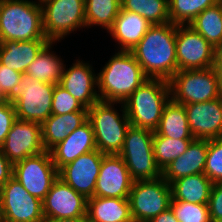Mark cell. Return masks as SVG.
<instances>
[{
	"instance_id": "cell-9",
	"label": "cell",
	"mask_w": 222,
	"mask_h": 222,
	"mask_svg": "<svg viewBox=\"0 0 222 222\" xmlns=\"http://www.w3.org/2000/svg\"><path fill=\"white\" fill-rule=\"evenodd\" d=\"M43 32L59 41L77 28L86 27L85 0H41Z\"/></svg>"
},
{
	"instance_id": "cell-21",
	"label": "cell",
	"mask_w": 222,
	"mask_h": 222,
	"mask_svg": "<svg viewBox=\"0 0 222 222\" xmlns=\"http://www.w3.org/2000/svg\"><path fill=\"white\" fill-rule=\"evenodd\" d=\"M207 153L208 139H194L186 152L162 171L163 179L171 184L181 177L204 173Z\"/></svg>"
},
{
	"instance_id": "cell-40",
	"label": "cell",
	"mask_w": 222,
	"mask_h": 222,
	"mask_svg": "<svg viewBox=\"0 0 222 222\" xmlns=\"http://www.w3.org/2000/svg\"><path fill=\"white\" fill-rule=\"evenodd\" d=\"M13 176V164L3 155L0 148V188Z\"/></svg>"
},
{
	"instance_id": "cell-31",
	"label": "cell",
	"mask_w": 222,
	"mask_h": 222,
	"mask_svg": "<svg viewBox=\"0 0 222 222\" xmlns=\"http://www.w3.org/2000/svg\"><path fill=\"white\" fill-rule=\"evenodd\" d=\"M121 8L139 14L152 25L170 22L168 0H121Z\"/></svg>"
},
{
	"instance_id": "cell-34",
	"label": "cell",
	"mask_w": 222,
	"mask_h": 222,
	"mask_svg": "<svg viewBox=\"0 0 222 222\" xmlns=\"http://www.w3.org/2000/svg\"><path fill=\"white\" fill-rule=\"evenodd\" d=\"M170 208L179 222H211L208 204L170 201Z\"/></svg>"
},
{
	"instance_id": "cell-18",
	"label": "cell",
	"mask_w": 222,
	"mask_h": 222,
	"mask_svg": "<svg viewBox=\"0 0 222 222\" xmlns=\"http://www.w3.org/2000/svg\"><path fill=\"white\" fill-rule=\"evenodd\" d=\"M194 139L222 137V96L206 102L184 105Z\"/></svg>"
},
{
	"instance_id": "cell-38",
	"label": "cell",
	"mask_w": 222,
	"mask_h": 222,
	"mask_svg": "<svg viewBox=\"0 0 222 222\" xmlns=\"http://www.w3.org/2000/svg\"><path fill=\"white\" fill-rule=\"evenodd\" d=\"M17 120L15 107L11 100L0 102V146Z\"/></svg>"
},
{
	"instance_id": "cell-1",
	"label": "cell",
	"mask_w": 222,
	"mask_h": 222,
	"mask_svg": "<svg viewBox=\"0 0 222 222\" xmlns=\"http://www.w3.org/2000/svg\"><path fill=\"white\" fill-rule=\"evenodd\" d=\"M177 25H152L130 51L148 78L169 81L178 72L176 59Z\"/></svg>"
},
{
	"instance_id": "cell-14",
	"label": "cell",
	"mask_w": 222,
	"mask_h": 222,
	"mask_svg": "<svg viewBox=\"0 0 222 222\" xmlns=\"http://www.w3.org/2000/svg\"><path fill=\"white\" fill-rule=\"evenodd\" d=\"M0 148L12 164L44 152L42 125L17 119Z\"/></svg>"
},
{
	"instance_id": "cell-35",
	"label": "cell",
	"mask_w": 222,
	"mask_h": 222,
	"mask_svg": "<svg viewBox=\"0 0 222 222\" xmlns=\"http://www.w3.org/2000/svg\"><path fill=\"white\" fill-rule=\"evenodd\" d=\"M204 174L214 183H222V137L208 140Z\"/></svg>"
},
{
	"instance_id": "cell-27",
	"label": "cell",
	"mask_w": 222,
	"mask_h": 222,
	"mask_svg": "<svg viewBox=\"0 0 222 222\" xmlns=\"http://www.w3.org/2000/svg\"><path fill=\"white\" fill-rule=\"evenodd\" d=\"M155 132L160 136L172 139L194 140L189 129L184 105L176 103L172 99L165 105Z\"/></svg>"
},
{
	"instance_id": "cell-22",
	"label": "cell",
	"mask_w": 222,
	"mask_h": 222,
	"mask_svg": "<svg viewBox=\"0 0 222 222\" xmlns=\"http://www.w3.org/2000/svg\"><path fill=\"white\" fill-rule=\"evenodd\" d=\"M151 26L152 24L139 14L121 8L108 32L118 41L119 46L121 45V51H131Z\"/></svg>"
},
{
	"instance_id": "cell-30",
	"label": "cell",
	"mask_w": 222,
	"mask_h": 222,
	"mask_svg": "<svg viewBox=\"0 0 222 222\" xmlns=\"http://www.w3.org/2000/svg\"><path fill=\"white\" fill-rule=\"evenodd\" d=\"M121 9V0H85L86 27L102 26L108 31Z\"/></svg>"
},
{
	"instance_id": "cell-43",
	"label": "cell",
	"mask_w": 222,
	"mask_h": 222,
	"mask_svg": "<svg viewBox=\"0 0 222 222\" xmlns=\"http://www.w3.org/2000/svg\"><path fill=\"white\" fill-rule=\"evenodd\" d=\"M42 222H87L86 218H49L44 217Z\"/></svg>"
},
{
	"instance_id": "cell-26",
	"label": "cell",
	"mask_w": 222,
	"mask_h": 222,
	"mask_svg": "<svg viewBox=\"0 0 222 222\" xmlns=\"http://www.w3.org/2000/svg\"><path fill=\"white\" fill-rule=\"evenodd\" d=\"M212 184L204 173L181 177L170 184L172 199L187 203L208 204Z\"/></svg>"
},
{
	"instance_id": "cell-20",
	"label": "cell",
	"mask_w": 222,
	"mask_h": 222,
	"mask_svg": "<svg viewBox=\"0 0 222 222\" xmlns=\"http://www.w3.org/2000/svg\"><path fill=\"white\" fill-rule=\"evenodd\" d=\"M93 127L89 120L75 129L50 150L52 161L59 170L80 155L96 150Z\"/></svg>"
},
{
	"instance_id": "cell-24",
	"label": "cell",
	"mask_w": 222,
	"mask_h": 222,
	"mask_svg": "<svg viewBox=\"0 0 222 222\" xmlns=\"http://www.w3.org/2000/svg\"><path fill=\"white\" fill-rule=\"evenodd\" d=\"M87 120L88 112H71L64 115L51 114L41 124L44 149L50 151Z\"/></svg>"
},
{
	"instance_id": "cell-6",
	"label": "cell",
	"mask_w": 222,
	"mask_h": 222,
	"mask_svg": "<svg viewBox=\"0 0 222 222\" xmlns=\"http://www.w3.org/2000/svg\"><path fill=\"white\" fill-rule=\"evenodd\" d=\"M154 131L130 125L124 145L118 154L125 162L133 181L152 180L162 176L153 153Z\"/></svg>"
},
{
	"instance_id": "cell-44",
	"label": "cell",
	"mask_w": 222,
	"mask_h": 222,
	"mask_svg": "<svg viewBox=\"0 0 222 222\" xmlns=\"http://www.w3.org/2000/svg\"><path fill=\"white\" fill-rule=\"evenodd\" d=\"M10 100L0 89V102Z\"/></svg>"
},
{
	"instance_id": "cell-25",
	"label": "cell",
	"mask_w": 222,
	"mask_h": 222,
	"mask_svg": "<svg viewBox=\"0 0 222 222\" xmlns=\"http://www.w3.org/2000/svg\"><path fill=\"white\" fill-rule=\"evenodd\" d=\"M87 222H133L128 199L87 198Z\"/></svg>"
},
{
	"instance_id": "cell-29",
	"label": "cell",
	"mask_w": 222,
	"mask_h": 222,
	"mask_svg": "<svg viewBox=\"0 0 222 222\" xmlns=\"http://www.w3.org/2000/svg\"><path fill=\"white\" fill-rule=\"evenodd\" d=\"M214 49L222 45V0L206 8L190 24Z\"/></svg>"
},
{
	"instance_id": "cell-15",
	"label": "cell",
	"mask_w": 222,
	"mask_h": 222,
	"mask_svg": "<svg viewBox=\"0 0 222 222\" xmlns=\"http://www.w3.org/2000/svg\"><path fill=\"white\" fill-rule=\"evenodd\" d=\"M42 211L49 218H86L87 198L58 177L42 200Z\"/></svg>"
},
{
	"instance_id": "cell-33",
	"label": "cell",
	"mask_w": 222,
	"mask_h": 222,
	"mask_svg": "<svg viewBox=\"0 0 222 222\" xmlns=\"http://www.w3.org/2000/svg\"><path fill=\"white\" fill-rule=\"evenodd\" d=\"M193 140L172 139L154 131L153 153L157 166L163 171L173 160L186 152Z\"/></svg>"
},
{
	"instance_id": "cell-11",
	"label": "cell",
	"mask_w": 222,
	"mask_h": 222,
	"mask_svg": "<svg viewBox=\"0 0 222 222\" xmlns=\"http://www.w3.org/2000/svg\"><path fill=\"white\" fill-rule=\"evenodd\" d=\"M13 177L30 195L42 201L58 178V169L50 151L45 150L13 164Z\"/></svg>"
},
{
	"instance_id": "cell-39",
	"label": "cell",
	"mask_w": 222,
	"mask_h": 222,
	"mask_svg": "<svg viewBox=\"0 0 222 222\" xmlns=\"http://www.w3.org/2000/svg\"><path fill=\"white\" fill-rule=\"evenodd\" d=\"M208 209L211 222L222 221V183L212 184Z\"/></svg>"
},
{
	"instance_id": "cell-12",
	"label": "cell",
	"mask_w": 222,
	"mask_h": 222,
	"mask_svg": "<svg viewBox=\"0 0 222 222\" xmlns=\"http://www.w3.org/2000/svg\"><path fill=\"white\" fill-rule=\"evenodd\" d=\"M0 217L7 222H42V201L12 176L0 188Z\"/></svg>"
},
{
	"instance_id": "cell-17",
	"label": "cell",
	"mask_w": 222,
	"mask_h": 222,
	"mask_svg": "<svg viewBox=\"0 0 222 222\" xmlns=\"http://www.w3.org/2000/svg\"><path fill=\"white\" fill-rule=\"evenodd\" d=\"M132 184L124 160L118 154H105L93 197L128 199Z\"/></svg>"
},
{
	"instance_id": "cell-41",
	"label": "cell",
	"mask_w": 222,
	"mask_h": 222,
	"mask_svg": "<svg viewBox=\"0 0 222 222\" xmlns=\"http://www.w3.org/2000/svg\"><path fill=\"white\" fill-rule=\"evenodd\" d=\"M213 68L218 76L220 89L222 91V45L215 48Z\"/></svg>"
},
{
	"instance_id": "cell-16",
	"label": "cell",
	"mask_w": 222,
	"mask_h": 222,
	"mask_svg": "<svg viewBox=\"0 0 222 222\" xmlns=\"http://www.w3.org/2000/svg\"><path fill=\"white\" fill-rule=\"evenodd\" d=\"M104 155L97 149L80 155L62 166L58 170V177L86 198L93 197Z\"/></svg>"
},
{
	"instance_id": "cell-28",
	"label": "cell",
	"mask_w": 222,
	"mask_h": 222,
	"mask_svg": "<svg viewBox=\"0 0 222 222\" xmlns=\"http://www.w3.org/2000/svg\"><path fill=\"white\" fill-rule=\"evenodd\" d=\"M53 42H48L29 65L26 73L45 83L58 84L64 73L62 60L49 50Z\"/></svg>"
},
{
	"instance_id": "cell-19",
	"label": "cell",
	"mask_w": 222,
	"mask_h": 222,
	"mask_svg": "<svg viewBox=\"0 0 222 222\" xmlns=\"http://www.w3.org/2000/svg\"><path fill=\"white\" fill-rule=\"evenodd\" d=\"M91 68L89 63L77 60L69 70L64 69L59 82L64 89L87 109L100 100L99 93L95 89L98 85L97 76L92 72Z\"/></svg>"
},
{
	"instance_id": "cell-3",
	"label": "cell",
	"mask_w": 222,
	"mask_h": 222,
	"mask_svg": "<svg viewBox=\"0 0 222 222\" xmlns=\"http://www.w3.org/2000/svg\"><path fill=\"white\" fill-rule=\"evenodd\" d=\"M169 81L159 78L145 80L123 103L132 126L155 131L165 105L171 99Z\"/></svg>"
},
{
	"instance_id": "cell-10",
	"label": "cell",
	"mask_w": 222,
	"mask_h": 222,
	"mask_svg": "<svg viewBox=\"0 0 222 222\" xmlns=\"http://www.w3.org/2000/svg\"><path fill=\"white\" fill-rule=\"evenodd\" d=\"M171 186L163 177L133 181L129 193L133 222H148L170 207Z\"/></svg>"
},
{
	"instance_id": "cell-42",
	"label": "cell",
	"mask_w": 222,
	"mask_h": 222,
	"mask_svg": "<svg viewBox=\"0 0 222 222\" xmlns=\"http://www.w3.org/2000/svg\"><path fill=\"white\" fill-rule=\"evenodd\" d=\"M148 222H179V221L176 219V216L169 207L167 210L163 211L158 216L150 219Z\"/></svg>"
},
{
	"instance_id": "cell-7",
	"label": "cell",
	"mask_w": 222,
	"mask_h": 222,
	"mask_svg": "<svg viewBox=\"0 0 222 222\" xmlns=\"http://www.w3.org/2000/svg\"><path fill=\"white\" fill-rule=\"evenodd\" d=\"M171 99L179 104H192L222 96L219 79L213 67L179 70L169 80Z\"/></svg>"
},
{
	"instance_id": "cell-45",
	"label": "cell",
	"mask_w": 222,
	"mask_h": 222,
	"mask_svg": "<svg viewBox=\"0 0 222 222\" xmlns=\"http://www.w3.org/2000/svg\"><path fill=\"white\" fill-rule=\"evenodd\" d=\"M0 222H7V221L0 217Z\"/></svg>"
},
{
	"instance_id": "cell-4",
	"label": "cell",
	"mask_w": 222,
	"mask_h": 222,
	"mask_svg": "<svg viewBox=\"0 0 222 222\" xmlns=\"http://www.w3.org/2000/svg\"><path fill=\"white\" fill-rule=\"evenodd\" d=\"M38 3V4H37ZM0 0V43L48 40L43 32L40 1Z\"/></svg>"
},
{
	"instance_id": "cell-37",
	"label": "cell",
	"mask_w": 222,
	"mask_h": 222,
	"mask_svg": "<svg viewBox=\"0 0 222 222\" xmlns=\"http://www.w3.org/2000/svg\"><path fill=\"white\" fill-rule=\"evenodd\" d=\"M22 73L11 70L0 63V89L11 100L17 92Z\"/></svg>"
},
{
	"instance_id": "cell-36",
	"label": "cell",
	"mask_w": 222,
	"mask_h": 222,
	"mask_svg": "<svg viewBox=\"0 0 222 222\" xmlns=\"http://www.w3.org/2000/svg\"><path fill=\"white\" fill-rule=\"evenodd\" d=\"M71 112H88V109L58 83L53 92L52 114L64 115Z\"/></svg>"
},
{
	"instance_id": "cell-2",
	"label": "cell",
	"mask_w": 222,
	"mask_h": 222,
	"mask_svg": "<svg viewBox=\"0 0 222 222\" xmlns=\"http://www.w3.org/2000/svg\"><path fill=\"white\" fill-rule=\"evenodd\" d=\"M148 77L130 51H118L97 74L101 101L124 103Z\"/></svg>"
},
{
	"instance_id": "cell-5",
	"label": "cell",
	"mask_w": 222,
	"mask_h": 222,
	"mask_svg": "<svg viewBox=\"0 0 222 222\" xmlns=\"http://www.w3.org/2000/svg\"><path fill=\"white\" fill-rule=\"evenodd\" d=\"M115 102L101 101L88 109L96 148L103 154H119L123 148L126 132L131 123L126 115L124 104L121 103L122 116L113 108Z\"/></svg>"
},
{
	"instance_id": "cell-23",
	"label": "cell",
	"mask_w": 222,
	"mask_h": 222,
	"mask_svg": "<svg viewBox=\"0 0 222 222\" xmlns=\"http://www.w3.org/2000/svg\"><path fill=\"white\" fill-rule=\"evenodd\" d=\"M48 42L49 40H8L1 42L0 63L11 70L24 74Z\"/></svg>"
},
{
	"instance_id": "cell-32",
	"label": "cell",
	"mask_w": 222,
	"mask_h": 222,
	"mask_svg": "<svg viewBox=\"0 0 222 222\" xmlns=\"http://www.w3.org/2000/svg\"><path fill=\"white\" fill-rule=\"evenodd\" d=\"M220 0H168L170 22L175 25H189L206 8ZM187 23V24H186Z\"/></svg>"
},
{
	"instance_id": "cell-8",
	"label": "cell",
	"mask_w": 222,
	"mask_h": 222,
	"mask_svg": "<svg viewBox=\"0 0 222 222\" xmlns=\"http://www.w3.org/2000/svg\"><path fill=\"white\" fill-rule=\"evenodd\" d=\"M55 85L22 74L17 92L11 99L17 119L42 124L52 114Z\"/></svg>"
},
{
	"instance_id": "cell-13",
	"label": "cell",
	"mask_w": 222,
	"mask_h": 222,
	"mask_svg": "<svg viewBox=\"0 0 222 222\" xmlns=\"http://www.w3.org/2000/svg\"><path fill=\"white\" fill-rule=\"evenodd\" d=\"M214 47L189 25H177L176 59L179 70L213 67Z\"/></svg>"
}]
</instances>
